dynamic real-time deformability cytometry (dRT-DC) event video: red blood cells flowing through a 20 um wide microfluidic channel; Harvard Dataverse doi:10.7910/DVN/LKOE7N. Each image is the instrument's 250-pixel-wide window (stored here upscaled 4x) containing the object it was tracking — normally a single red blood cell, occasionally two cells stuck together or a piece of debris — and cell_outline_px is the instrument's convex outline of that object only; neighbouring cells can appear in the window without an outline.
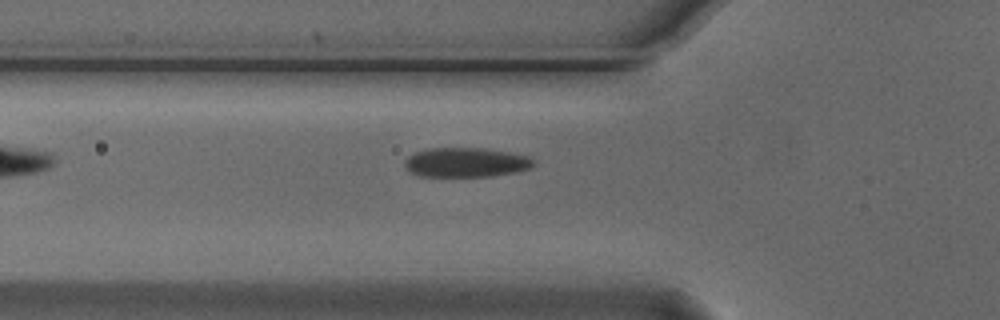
{"species": "Egyptian fruit bat (a non-hibernating species)", "species_latin": "Rousettus aegyptiacus", "temperature_condition": "cold", "stored_images_in_passage": 3, "camera_frame_rate_fps": 3000, "um_per_image_px": 0.085, "animal": {"sex": "male"}, "frame": {"image": 1, "passage_image": 3, "time_ms": 0.667, "image_size_px": [1000, 320], "cell_outline_px": [[536, 164], [528, 168], [516, 172], [492, 176], [420, 176], [412, 172], [404, 164], [404, 160], [408, 156], [416, 152], [428, 148], [484, 148], [508, 152], [528, 156]], "centroid_in_image_um": [39.6, 13.8], "position_along_channel_um": 86.2, "area_um2": 21.96}}